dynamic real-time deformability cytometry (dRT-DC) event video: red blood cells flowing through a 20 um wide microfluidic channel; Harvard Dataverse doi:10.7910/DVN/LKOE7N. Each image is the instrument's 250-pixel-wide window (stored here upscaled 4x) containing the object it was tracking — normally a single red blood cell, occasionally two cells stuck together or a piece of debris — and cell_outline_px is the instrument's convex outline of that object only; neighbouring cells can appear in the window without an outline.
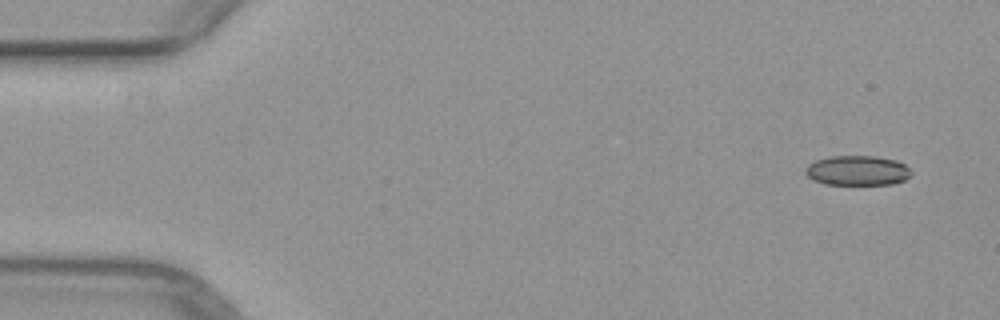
{"species": "common noctule bat (a hibernating species)", "species_latin": "Nyctalus noctula", "temperature_condition": "warm", "stored_images_in_passage": 4, "camera_frame_rate_fps": 3000, "um_per_image_px": 0.085, "animal": {"sex": "female", "body_mass_g": 29.2, "forearm_length_mm": 56.3}, "frame": {"image": 1, "passage_image": 1, "time_ms": 0.0, "image_size_px": [1000, 320], "cell_outline_px": [[912, 172], [904, 180], [892, 184], [824, 184], [812, 180], [804, 172], [804, 168], [808, 164], [816, 160], [832, 156], [876, 156], [896, 160], [904, 164]], "centroid_in_image_um": [72.84, 14.49], "position_along_channel_um": 12.2, "area_um2": 18.38}}
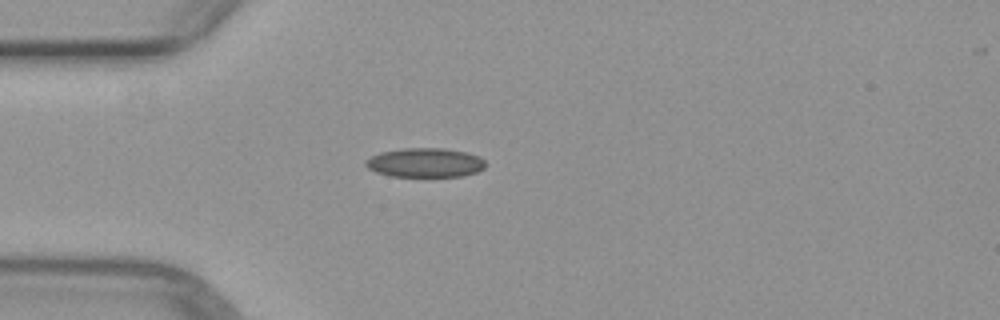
{"frame": {"image": 2, "passage_image": 4, "time_ms": 3.667, "image_size_px": [1000, 320], "cell_outline_px": [[484, 168], [476, 172], [460, 176], [388, 176], [376, 172], [368, 168], [364, 164], [364, 160], [380, 152], [404, 148], [444, 148], [468, 152], [480, 156], [484, 160]], "centroid_in_image_um": [36.12, 13.81], "position_along_channel_um": 48.9, "area_um2": 20.46}}